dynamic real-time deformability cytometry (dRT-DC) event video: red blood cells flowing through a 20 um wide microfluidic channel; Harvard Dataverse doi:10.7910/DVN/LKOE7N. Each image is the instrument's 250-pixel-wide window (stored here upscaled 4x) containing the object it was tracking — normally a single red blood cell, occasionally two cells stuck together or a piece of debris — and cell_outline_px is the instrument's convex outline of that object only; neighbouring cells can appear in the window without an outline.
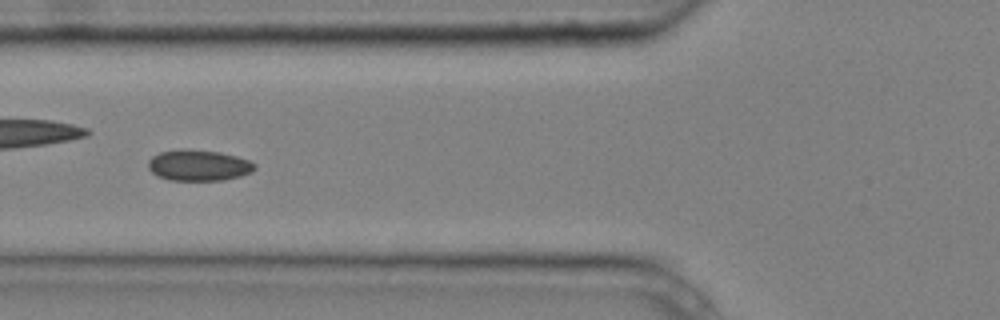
{"species": "common noctule bat (a hibernating species)", "species_latin": "Nyctalus noctula", "temperature_condition": "cold", "stored_images_in_passage": 8, "camera_frame_rate_fps": 3000, "um_per_image_px": 0.085, "animal": {"sex": "male", "body_mass_g": 20.4}, "frame": {"image": 1, "passage_image": 5, "time_ms": 1.333, "image_size_px": [1000, 320], "cell_outline_px": [[256, 168], [252, 172], [240, 176], [224, 180], [168, 180], [156, 176], [148, 168], [148, 160], [152, 156], [160, 152], [180, 148], [188, 148], [220, 152], [236, 156], [248, 160], [256, 164]], "centroid_in_image_um": [16.86, 14.04], "position_along_channel_um": 108.9, "area_um2": 19.54}}